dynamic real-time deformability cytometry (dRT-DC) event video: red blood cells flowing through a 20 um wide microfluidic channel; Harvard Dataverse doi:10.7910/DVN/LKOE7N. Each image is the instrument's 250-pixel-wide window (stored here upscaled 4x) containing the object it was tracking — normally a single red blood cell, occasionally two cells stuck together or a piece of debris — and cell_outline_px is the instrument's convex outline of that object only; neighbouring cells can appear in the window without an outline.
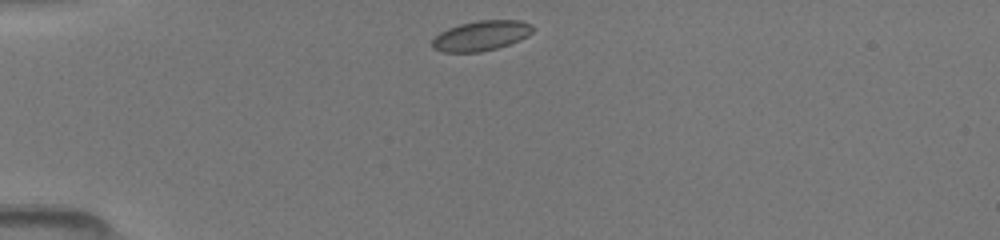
{"species": "common noctule bat (a hibernating species)", "species_latin": "Nyctalus noctula", "temperature_condition": "room temperature", "stored_images_in_passage": 30, "camera_frame_rate_fps": 3000, "um_per_image_px": 0.085, "animal": {"sex": "female", "body_mass_g": 19.5, "forearm_length_mm": 54.1}, "frame": {"image": 1, "passage_image": 1, "time_ms": 0.0, "image_size_px": [1000, 240], "cell_outline_px": [[536, 28], [528, 36], [520, 40], [496, 48], [480, 52], [444, 52], [432, 48], [432, 40], [440, 32], [448, 28], [460, 24], [476, 20], [520, 20], [532, 24]], "centroid_in_image_um": [40.92, 3.02], "position_along_channel_um": 44.1, "area_um2": 17.69}}
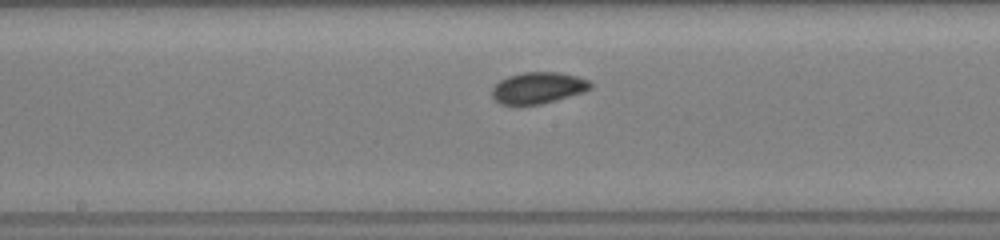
{"frame": {"image": 2, "passage_image": 13, "time_ms": 4.667, "image_size_px": [1000, 240], "cell_outline_px": [[592, 88], [584, 92], [556, 100], [540, 104], [500, 104], [492, 96], [492, 88], [500, 80], [508, 76], [524, 72], [560, 72], [576, 76], [588, 80], [592, 84]], "centroid_in_image_um": [45.75, 7.46], "position_along_channel_um": 202.4, "area_um2": 17.92}}
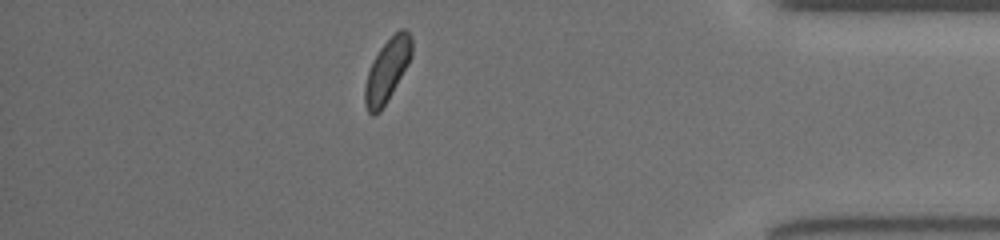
{"frame": {"image": 3, "passage_image": 26, "time_ms": 10.333, "image_size_px": [1000, 240], "cell_outline_px": [[412, 56], [408, 64], [380, 112], [376, 116], [372, 116], [368, 112], [364, 104], [364, 88], [368, 72], [380, 48], [400, 28], [404, 28], [412, 36]], "centroid_in_image_um": [32.91, 6.0], "position_along_channel_um": 402.3, "area_um2": 16.94}}